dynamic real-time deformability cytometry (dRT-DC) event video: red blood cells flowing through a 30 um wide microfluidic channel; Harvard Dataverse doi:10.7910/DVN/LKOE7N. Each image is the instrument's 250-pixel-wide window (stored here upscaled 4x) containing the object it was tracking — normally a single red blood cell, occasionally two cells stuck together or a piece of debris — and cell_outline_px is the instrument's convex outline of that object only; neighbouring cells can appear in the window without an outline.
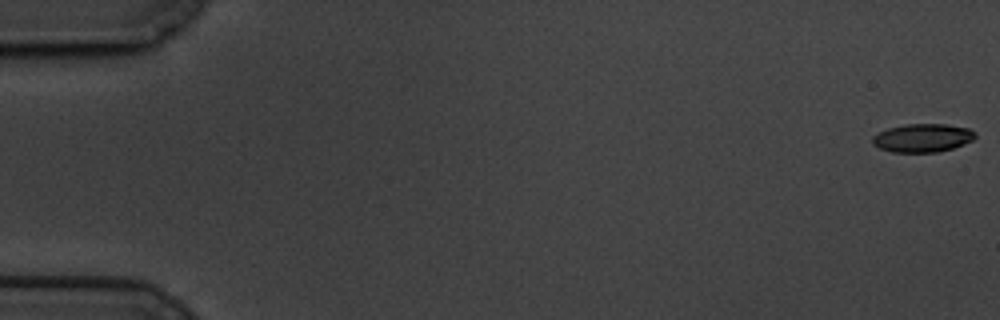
{"species": "common noctule bat (a hibernating species)", "species_latin": "Nyctalus noctula", "temperature_condition": "cold", "stored_images_in_passage": 60, "camera_frame_rate_fps": 3000, "um_per_image_px": 0.085, "animal": {"sex": "male", "body_mass_g": 19.5, "forearm_length_mm": 54.6}, "frame": {"image": 1, "passage_image": 1, "time_ms": 0.0, "image_size_px": [1000, 320], "cell_outline_px": [[976, 136], [972, 140], [964, 144], [952, 148], [936, 152], [892, 152], [880, 148], [872, 144], [872, 136], [888, 128], [904, 124], [948, 124], [968, 128], [976, 132]], "centroid_in_image_um": [78.42, 11.71], "position_along_channel_um": 6.6, "area_um2": 16.99}}
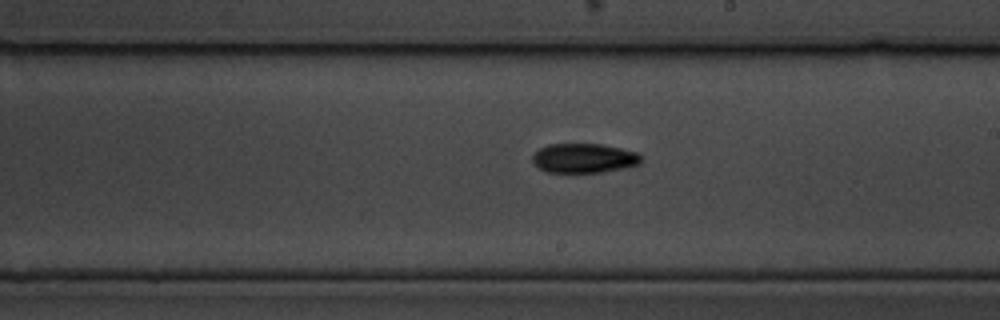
{"frame": {"image": 2, "passage_image": 35, "time_ms": 11.333, "image_size_px": [1000, 320], "cell_outline_px": [[640, 164], [624, 168], [604, 172], [544, 172], [536, 168], [532, 160], [532, 156], [540, 148], [548, 144], [600, 144], [620, 148], [636, 152], [640, 156]], "centroid_in_image_um": [49.59, 13.45], "position_along_channel_um": 239.4, "area_um2": 18.67}}
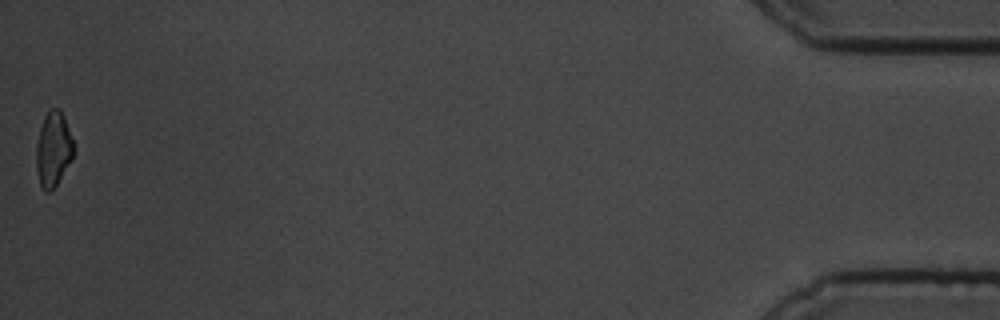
{"frame": {"image": 3, "passage_image": 60, "time_ms": 19.667, "image_size_px": [1000, 320], "cell_outline_px": [[72, 156], [56, 184], [48, 192], [44, 192], [40, 188], [36, 168], [36, 144], [40, 128], [44, 116], [48, 108], [60, 108], [64, 116], [72, 140]], "centroid_in_image_um": [4.48, 12.65], "position_along_channel_um": 430.7, "area_um2": 16.01}, "authors_computed_cell_mechanics": {"area_um2": 17.8024, "velocity_mm_per_s": 3.3978, "shape_relaxation_time_tau1_ms": 3.7457, "shape_relaxation_time_tau2_ms": null, "deformation_change_tau1": 0.1254, "deformation_change_tau2": null}}